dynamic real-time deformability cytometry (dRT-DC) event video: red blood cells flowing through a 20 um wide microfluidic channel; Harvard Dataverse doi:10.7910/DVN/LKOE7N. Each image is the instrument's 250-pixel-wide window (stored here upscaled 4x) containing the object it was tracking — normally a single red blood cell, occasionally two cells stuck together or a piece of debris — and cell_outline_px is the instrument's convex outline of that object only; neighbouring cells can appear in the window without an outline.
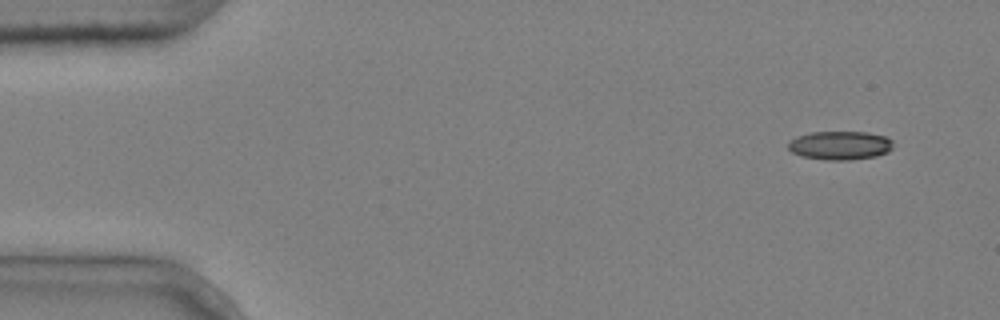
{"species": "common noctule bat (a hibernating species)", "species_latin": "Nyctalus noctula", "temperature_condition": "cold", "stored_images_in_passage": 6, "camera_frame_rate_fps": 3000, "um_per_image_px": 0.085, "animal": {"sex": "male", "body_mass_g": 20.4}, "frame": {"image": 1, "passage_image": 1, "time_ms": 0.0, "image_size_px": [1000, 320], "cell_outline_px": [[892, 148], [888, 152], [876, 156], [852, 160], [824, 160], [800, 156], [792, 152], [788, 148], [788, 144], [796, 136], [812, 132], [868, 132], [884, 136], [892, 140]], "centroid_in_image_um": [71.4, 12.37], "position_along_channel_um": 13.6, "area_um2": 17.63}}
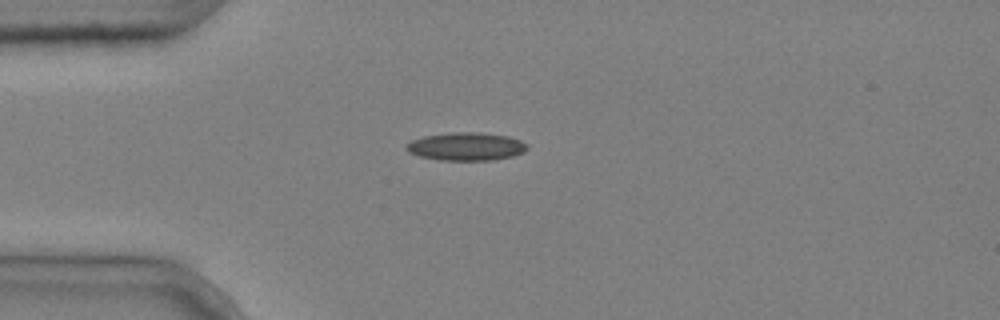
{"frame": {"image": 2, "passage_image": 4, "time_ms": 1.0, "image_size_px": [1000, 320], "cell_outline_px": [[528, 148], [524, 152], [512, 156], [492, 160], [440, 160], [420, 156], [408, 152], [404, 148], [412, 140], [424, 136], [452, 132], [480, 132], [508, 136], [520, 140], [528, 144]], "centroid_in_image_um": [39.64, 12.45], "position_along_channel_um": 45.4, "area_um2": 19.77}}
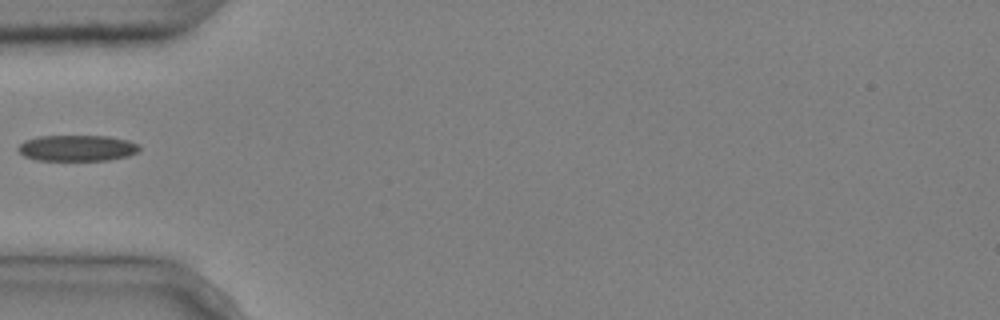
{"frame": {"image": 3, "passage_image": 5, "time_ms": 1.333, "image_size_px": [1000, 320], "cell_outline_px": [[140, 148], [136, 152], [128, 156], [108, 160], [36, 160], [24, 156], [16, 148], [24, 140], [40, 136], [108, 136], [128, 140], [140, 144]], "centroid_in_image_um": [6.55, 12.58], "position_along_channel_um": 78.4, "area_um2": 18.44}}